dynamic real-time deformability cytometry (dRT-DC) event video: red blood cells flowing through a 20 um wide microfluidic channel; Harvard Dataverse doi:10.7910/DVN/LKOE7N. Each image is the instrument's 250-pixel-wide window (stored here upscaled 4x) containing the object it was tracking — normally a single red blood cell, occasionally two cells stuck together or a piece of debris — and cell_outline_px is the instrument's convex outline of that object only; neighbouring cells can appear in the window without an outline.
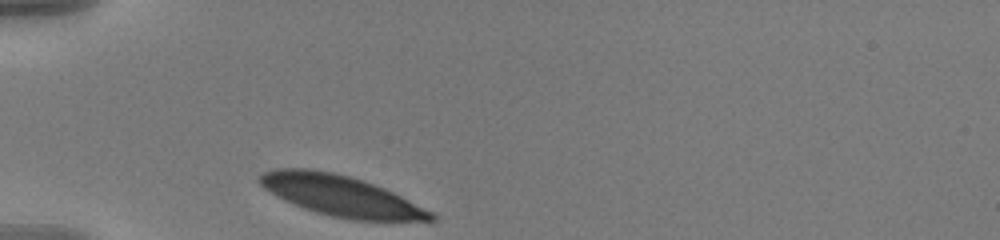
{"species": "human", "species_latin": "Homo sapiens", "temperature_condition": "warm", "stored_images_in_passage": 32, "camera_frame_rate_fps": 3000, "um_per_image_px": 0.085, "donor": {"sex": "male"}, "frame": {"image": 1, "passage_image": 1, "time_ms": 0.0, "image_size_px": [1000, 240], "cell_outline_px": [[436, 220], [348, 220], [316, 212], [304, 208], [284, 200], [276, 196], [264, 188], [256, 180], [256, 176], [264, 172], [276, 168], [308, 168], [332, 172], [364, 180], [384, 188], [432, 212], [436, 216]], "centroid_in_image_um": [28.9, 16.62], "position_along_channel_um": 56.1, "area_um2": 40.29}}
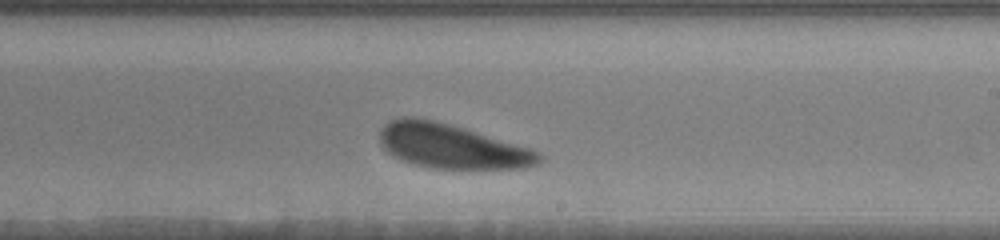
{"frame": {"image": 2, "passage_image": 19, "time_ms": 6.0, "image_size_px": [1000, 240], "cell_outline_px": [[544, 160], [536, 164], [524, 168], [468, 172], [428, 168], [404, 160], [388, 152], [380, 144], [380, 128], [388, 120], [404, 116], [416, 116], [464, 128], [528, 148], [540, 152], [544, 156]], "centroid_in_image_um": [38.43, 12.48], "position_along_channel_um": 250.6, "area_um2": 42.25}}
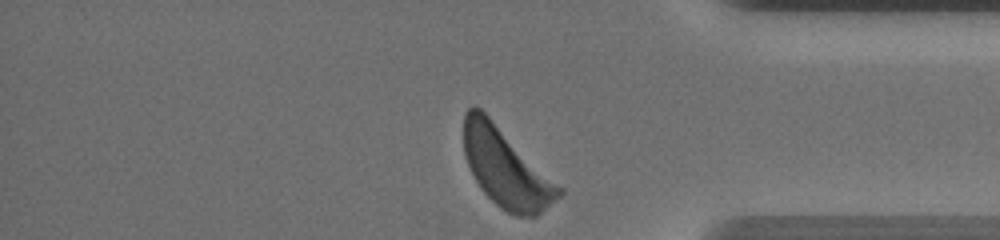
{"frame": {"image": 3, "passage_image": 32, "time_ms": 10.333, "image_size_px": [1000, 240], "cell_outline_px": [[564, 192], [560, 196], [536, 216], [516, 216], [500, 208], [480, 188], [464, 156], [464, 116], [468, 108], [472, 104], [480, 108], [564, 188]], "centroid_in_image_um": [43.02, 14.27], "position_along_channel_um": 392.2, "area_um2": 43.29}, "authors_computed_cell_mechanics": {"area_um2": 42.0495, "velocity_mm_per_s": 3.5184, "shape_relaxation_time_tau1_ms": 1.5599, "shape_relaxation_time_tau2_ms": null, "deformation_change_tau1": 0.1194, "deformation_change_tau2": null}}